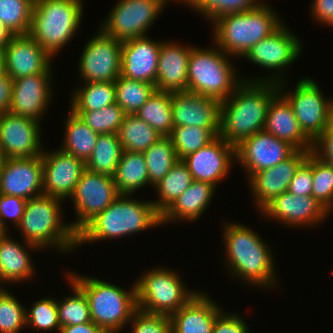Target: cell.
<instances>
[{
    "mask_svg": "<svg viewBox=\"0 0 333 333\" xmlns=\"http://www.w3.org/2000/svg\"><path fill=\"white\" fill-rule=\"evenodd\" d=\"M279 93L278 83L243 81L220 103L219 136L234 146L264 130L271 100Z\"/></svg>",
    "mask_w": 333,
    "mask_h": 333,
    "instance_id": "cell-1",
    "label": "cell"
},
{
    "mask_svg": "<svg viewBox=\"0 0 333 333\" xmlns=\"http://www.w3.org/2000/svg\"><path fill=\"white\" fill-rule=\"evenodd\" d=\"M223 229L228 269L234 277L254 286H274V257L260 235L238 223H227ZM272 253V254H271Z\"/></svg>",
    "mask_w": 333,
    "mask_h": 333,
    "instance_id": "cell-2",
    "label": "cell"
},
{
    "mask_svg": "<svg viewBox=\"0 0 333 333\" xmlns=\"http://www.w3.org/2000/svg\"><path fill=\"white\" fill-rule=\"evenodd\" d=\"M161 225V215L152 201L119 195L111 205L92 219L78 234L77 243L103 241Z\"/></svg>",
    "mask_w": 333,
    "mask_h": 333,
    "instance_id": "cell-3",
    "label": "cell"
},
{
    "mask_svg": "<svg viewBox=\"0 0 333 333\" xmlns=\"http://www.w3.org/2000/svg\"><path fill=\"white\" fill-rule=\"evenodd\" d=\"M61 202L63 200L45 194L27 200L17 226L27 249L54 246L58 251L66 252L78 247L77 233L70 223H62Z\"/></svg>",
    "mask_w": 333,
    "mask_h": 333,
    "instance_id": "cell-4",
    "label": "cell"
},
{
    "mask_svg": "<svg viewBox=\"0 0 333 333\" xmlns=\"http://www.w3.org/2000/svg\"><path fill=\"white\" fill-rule=\"evenodd\" d=\"M271 7H259L241 13L220 16L212 21L215 45L231 56L243 57L260 40L266 38L281 24Z\"/></svg>",
    "mask_w": 333,
    "mask_h": 333,
    "instance_id": "cell-5",
    "label": "cell"
},
{
    "mask_svg": "<svg viewBox=\"0 0 333 333\" xmlns=\"http://www.w3.org/2000/svg\"><path fill=\"white\" fill-rule=\"evenodd\" d=\"M86 295L93 323L107 333H118L131 320L137 307L136 286L129 291L94 277L68 273Z\"/></svg>",
    "mask_w": 333,
    "mask_h": 333,
    "instance_id": "cell-6",
    "label": "cell"
},
{
    "mask_svg": "<svg viewBox=\"0 0 333 333\" xmlns=\"http://www.w3.org/2000/svg\"><path fill=\"white\" fill-rule=\"evenodd\" d=\"M82 13L81 0H34L28 34L54 58L76 34Z\"/></svg>",
    "mask_w": 333,
    "mask_h": 333,
    "instance_id": "cell-7",
    "label": "cell"
},
{
    "mask_svg": "<svg viewBox=\"0 0 333 333\" xmlns=\"http://www.w3.org/2000/svg\"><path fill=\"white\" fill-rule=\"evenodd\" d=\"M218 46L210 49L193 47L188 61L187 91L225 101L244 81L240 79L233 63ZM239 78V79H238Z\"/></svg>",
    "mask_w": 333,
    "mask_h": 333,
    "instance_id": "cell-8",
    "label": "cell"
},
{
    "mask_svg": "<svg viewBox=\"0 0 333 333\" xmlns=\"http://www.w3.org/2000/svg\"><path fill=\"white\" fill-rule=\"evenodd\" d=\"M180 277L163 267L143 273L135 283L138 309L169 317L178 311L198 293L188 291Z\"/></svg>",
    "mask_w": 333,
    "mask_h": 333,
    "instance_id": "cell-9",
    "label": "cell"
},
{
    "mask_svg": "<svg viewBox=\"0 0 333 333\" xmlns=\"http://www.w3.org/2000/svg\"><path fill=\"white\" fill-rule=\"evenodd\" d=\"M296 85L293 93L284 91L281 95L291 105L300 129L313 143L330 126L333 100L324 97L313 79L302 78Z\"/></svg>",
    "mask_w": 333,
    "mask_h": 333,
    "instance_id": "cell-10",
    "label": "cell"
},
{
    "mask_svg": "<svg viewBox=\"0 0 333 333\" xmlns=\"http://www.w3.org/2000/svg\"><path fill=\"white\" fill-rule=\"evenodd\" d=\"M169 0H120L109 11L100 30L121 42L145 37Z\"/></svg>",
    "mask_w": 333,
    "mask_h": 333,
    "instance_id": "cell-11",
    "label": "cell"
},
{
    "mask_svg": "<svg viewBox=\"0 0 333 333\" xmlns=\"http://www.w3.org/2000/svg\"><path fill=\"white\" fill-rule=\"evenodd\" d=\"M286 28L285 24H281L275 31L260 40L243 56L260 67L274 71L275 73L273 74L275 75L271 74L270 77H261L256 80H252L251 78L247 81H271L276 83L283 81V77L285 76L281 74L280 69L283 70L295 62L300 56L302 48L299 38L290 29Z\"/></svg>",
    "mask_w": 333,
    "mask_h": 333,
    "instance_id": "cell-12",
    "label": "cell"
},
{
    "mask_svg": "<svg viewBox=\"0 0 333 333\" xmlns=\"http://www.w3.org/2000/svg\"><path fill=\"white\" fill-rule=\"evenodd\" d=\"M119 196L113 177L85 169L71 195L77 218L70 225L78 234Z\"/></svg>",
    "mask_w": 333,
    "mask_h": 333,
    "instance_id": "cell-13",
    "label": "cell"
},
{
    "mask_svg": "<svg viewBox=\"0 0 333 333\" xmlns=\"http://www.w3.org/2000/svg\"><path fill=\"white\" fill-rule=\"evenodd\" d=\"M122 42L100 29L83 48L79 60V74L83 83L114 82L121 74Z\"/></svg>",
    "mask_w": 333,
    "mask_h": 333,
    "instance_id": "cell-14",
    "label": "cell"
},
{
    "mask_svg": "<svg viewBox=\"0 0 333 333\" xmlns=\"http://www.w3.org/2000/svg\"><path fill=\"white\" fill-rule=\"evenodd\" d=\"M296 149L265 130L242 140L235 146L236 162L247 170L248 178L256 172L271 168L290 157Z\"/></svg>",
    "mask_w": 333,
    "mask_h": 333,
    "instance_id": "cell-15",
    "label": "cell"
},
{
    "mask_svg": "<svg viewBox=\"0 0 333 333\" xmlns=\"http://www.w3.org/2000/svg\"><path fill=\"white\" fill-rule=\"evenodd\" d=\"M40 122L10 112L0 117V149L5 158L42 156Z\"/></svg>",
    "mask_w": 333,
    "mask_h": 333,
    "instance_id": "cell-16",
    "label": "cell"
},
{
    "mask_svg": "<svg viewBox=\"0 0 333 333\" xmlns=\"http://www.w3.org/2000/svg\"><path fill=\"white\" fill-rule=\"evenodd\" d=\"M43 194L61 200L71 197L82 172L85 162L61 148L50 153L43 151Z\"/></svg>",
    "mask_w": 333,
    "mask_h": 333,
    "instance_id": "cell-17",
    "label": "cell"
},
{
    "mask_svg": "<svg viewBox=\"0 0 333 333\" xmlns=\"http://www.w3.org/2000/svg\"><path fill=\"white\" fill-rule=\"evenodd\" d=\"M0 194L18 196L25 200L42 195L41 156L5 158L0 171Z\"/></svg>",
    "mask_w": 333,
    "mask_h": 333,
    "instance_id": "cell-18",
    "label": "cell"
},
{
    "mask_svg": "<svg viewBox=\"0 0 333 333\" xmlns=\"http://www.w3.org/2000/svg\"><path fill=\"white\" fill-rule=\"evenodd\" d=\"M260 213L287 226L308 225L309 227L324 221L329 211L312 195L296 196L285 191L268 202Z\"/></svg>",
    "mask_w": 333,
    "mask_h": 333,
    "instance_id": "cell-19",
    "label": "cell"
},
{
    "mask_svg": "<svg viewBox=\"0 0 333 333\" xmlns=\"http://www.w3.org/2000/svg\"><path fill=\"white\" fill-rule=\"evenodd\" d=\"M235 156V146L219 135L198 151L187 155L182 161L187 165L195 181L208 182L216 187L218 181L228 175Z\"/></svg>",
    "mask_w": 333,
    "mask_h": 333,
    "instance_id": "cell-20",
    "label": "cell"
},
{
    "mask_svg": "<svg viewBox=\"0 0 333 333\" xmlns=\"http://www.w3.org/2000/svg\"><path fill=\"white\" fill-rule=\"evenodd\" d=\"M51 67L42 74L13 80L10 113L30 117L40 122L52 98Z\"/></svg>",
    "mask_w": 333,
    "mask_h": 333,
    "instance_id": "cell-21",
    "label": "cell"
},
{
    "mask_svg": "<svg viewBox=\"0 0 333 333\" xmlns=\"http://www.w3.org/2000/svg\"><path fill=\"white\" fill-rule=\"evenodd\" d=\"M309 152L296 150L286 160L271 168L253 173L247 178L258 210H261L274 197L288 191L291 179L299 166L306 160Z\"/></svg>",
    "mask_w": 333,
    "mask_h": 333,
    "instance_id": "cell-22",
    "label": "cell"
},
{
    "mask_svg": "<svg viewBox=\"0 0 333 333\" xmlns=\"http://www.w3.org/2000/svg\"><path fill=\"white\" fill-rule=\"evenodd\" d=\"M174 127L198 126L219 128L220 102L190 91L171 93Z\"/></svg>",
    "mask_w": 333,
    "mask_h": 333,
    "instance_id": "cell-23",
    "label": "cell"
},
{
    "mask_svg": "<svg viewBox=\"0 0 333 333\" xmlns=\"http://www.w3.org/2000/svg\"><path fill=\"white\" fill-rule=\"evenodd\" d=\"M51 60L29 34L13 35L5 46V73L12 80L44 73Z\"/></svg>",
    "mask_w": 333,
    "mask_h": 333,
    "instance_id": "cell-24",
    "label": "cell"
},
{
    "mask_svg": "<svg viewBox=\"0 0 333 333\" xmlns=\"http://www.w3.org/2000/svg\"><path fill=\"white\" fill-rule=\"evenodd\" d=\"M160 45L148 36L123 41L120 75L155 85Z\"/></svg>",
    "mask_w": 333,
    "mask_h": 333,
    "instance_id": "cell-25",
    "label": "cell"
},
{
    "mask_svg": "<svg viewBox=\"0 0 333 333\" xmlns=\"http://www.w3.org/2000/svg\"><path fill=\"white\" fill-rule=\"evenodd\" d=\"M193 47L163 41L160 45L156 90L186 91L188 88V61Z\"/></svg>",
    "mask_w": 333,
    "mask_h": 333,
    "instance_id": "cell-26",
    "label": "cell"
},
{
    "mask_svg": "<svg viewBox=\"0 0 333 333\" xmlns=\"http://www.w3.org/2000/svg\"><path fill=\"white\" fill-rule=\"evenodd\" d=\"M283 84L284 81L278 83L279 93L269 104L264 130L288 142L296 150L311 151L312 142L300 129L291 105L281 95Z\"/></svg>",
    "mask_w": 333,
    "mask_h": 333,
    "instance_id": "cell-27",
    "label": "cell"
},
{
    "mask_svg": "<svg viewBox=\"0 0 333 333\" xmlns=\"http://www.w3.org/2000/svg\"><path fill=\"white\" fill-rule=\"evenodd\" d=\"M221 308L208 295L198 291L170 316L172 333H213Z\"/></svg>",
    "mask_w": 333,
    "mask_h": 333,
    "instance_id": "cell-28",
    "label": "cell"
},
{
    "mask_svg": "<svg viewBox=\"0 0 333 333\" xmlns=\"http://www.w3.org/2000/svg\"><path fill=\"white\" fill-rule=\"evenodd\" d=\"M216 187L208 182L193 181L191 185L161 215V226L177 220L195 221L210 204Z\"/></svg>",
    "mask_w": 333,
    "mask_h": 333,
    "instance_id": "cell-29",
    "label": "cell"
},
{
    "mask_svg": "<svg viewBox=\"0 0 333 333\" xmlns=\"http://www.w3.org/2000/svg\"><path fill=\"white\" fill-rule=\"evenodd\" d=\"M7 235V232L0 235V269L4 281L12 284L32 278L34 266L28 250Z\"/></svg>",
    "mask_w": 333,
    "mask_h": 333,
    "instance_id": "cell-30",
    "label": "cell"
},
{
    "mask_svg": "<svg viewBox=\"0 0 333 333\" xmlns=\"http://www.w3.org/2000/svg\"><path fill=\"white\" fill-rule=\"evenodd\" d=\"M113 180L119 195H131L142 187L150 185L143 153L122 151Z\"/></svg>",
    "mask_w": 333,
    "mask_h": 333,
    "instance_id": "cell-31",
    "label": "cell"
},
{
    "mask_svg": "<svg viewBox=\"0 0 333 333\" xmlns=\"http://www.w3.org/2000/svg\"><path fill=\"white\" fill-rule=\"evenodd\" d=\"M193 181L187 165L177 160L171 170L153 186L159 195V200L152 201L157 212L162 215Z\"/></svg>",
    "mask_w": 333,
    "mask_h": 333,
    "instance_id": "cell-32",
    "label": "cell"
},
{
    "mask_svg": "<svg viewBox=\"0 0 333 333\" xmlns=\"http://www.w3.org/2000/svg\"><path fill=\"white\" fill-rule=\"evenodd\" d=\"M69 111L61 149L86 162L91 156L99 134L90 129L72 110Z\"/></svg>",
    "mask_w": 333,
    "mask_h": 333,
    "instance_id": "cell-33",
    "label": "cell"
},
{
    "mask_svg": "<svg viewBox=\"0 0 333 333\" xmlns=\"http://www.w3.org/2000/svg\"><path fill=\"white\" fill-rule=\"evenodd\" d=\"M118 137L123 151L143 153L162 136L135 114H125Z\"/></svg>",
    "mask_w": 333,
    "mask_h": 333,
    "instance_id": "cell-34",
    "label": "cell"
},
{
    "mask_svg": "<svg viewBox=\"0 0 333 333\" xmlns=\"http://www.w3.org/2000/svg\"><path fill=\"white\" fill-rule=\"evenodd\" d=\"M122 151L118 134H99L91 156L85 162V168L93 173L113 177Z\"/></svg>",
    "mask_w": 333,
    "mask_h": 333,
    "instance_id": "cell-35",
    "label": "cell"
},
{
    "mask_svg": "<svg viewBox=\"0 0 333 333\" xmlns=\"http://www.w3.org/2000/svg\"><path fill=\"white\" fill-rule=\"evenodd\" d=\"M135 115L155 129L160 136H170L174 128L171 93L155 90Z\"/></svg>",
    "mask_w": 333,
    "mask_h": 333,
    "instance_id": "cell-36",
    "label": "cell"
},
{
    "mask_svg": "<svg viewBox=\"0 0 333 333\" xmlns=\"http://www.w3.org/2000/svg\"><path fill=\"white\" fill-rule=\"evenodd\" d=\"M115 102V82H87L74 91L70 110L96 111Z\"/></svg>",
    "mask_w": 333,
    "mask_h": 333,
    "instance_id": "cell-37",
    "label": "cell"
},
{
    "mask_svg": "<svg viewBox=\"0 0 333 333\" xmlns=\"http://www.w3.org/2000/svg\"><path fill=\"white\" fill-rule=\"evenodd\" d=\"M219 135V128H203L198 126L174 127L170 138L176 157L182 160L187 155L198 151Z\"/></svg>",
    "mask_w": 333,
    "mask_h": 333,
    "instance_id": "cell-38",
    "label": "cell"
},
{
    "mask_svg": "<svg viewBox=\"0 0 333 333\" xmlns=\"http://www.w3.org/2000/svg\"><path fill=\"white\" fill-rule=\"evenodd\" d=\"M148 168L149 181L157 184L178 160L169 136H162L151 147L143 152Z\"/></svg>",
    "mask_w": 333,
    "mask_h": 333,
    "instance_id": "cell-39",
    "label": "cell"
},
{
    "mask_svg": "<svg viewBox=\"0 0 333 333\" xmlns=\"http://www.w3.org/2000/svg\"><path fill=\"white\" fill-rule=\"evenodd\" d=\"M115 82L116 103L125 114H136L156 90L155 85L120 75Z\"/></svg>",
    "mask_w": 333,
    "mask_h": 333,
    "instance_id": "cell-40",
    "label": "cell"
},
{
    "mask_svg": "<svg viewBox=\"0 0 333 333\" xmlns=\"http://www.w3.org/2000/svg\"><path fill=\"white\" fill-rule=\"evenodd\" d=\"M34 0H0V22L13 34H28Z\"/></svg>",
    "mask_w": 333,
    "mask_h": 333,
    "instance_id": "cell-41",
    "label": "cell"
},
{
    "mask_svg": "<svg viewBox=\"0 0 333 333\" xmlns=\"http://www.w3.org/2000/svg\"><path fill=\"white\" fill-rule=\"evenodd\" d=\"M73 295L57 301L59 323L61 328L82 323L92 322L89 303L84 292L69 279Z\"/></svg>",
    "mask_w": 333,
    "mask_h": 333,
    "instance_id": "cell-42",
    "label": "cell"
},
{
    "mask_svg": "<svg viewBox=\"0 0 333 333\" xmlns=\"http://www.w3.org/2000/svg\"><path fill=\"white\" fill-rule=\"evenodd\" d=\"M73 112L97 134H118L125 116L123 109L116 102L96 111Z\"/></svg>",
    "mask_w": 333,
    "mask_h": 333,
    "instance_id": "cell-43",
    "label": "cell"
},
{
    "mask_svg": "<svg viewBox=\"0 0 333 333\" xmlns=\"http://www.w3.org/2000/svg\"><path fill=\"white\" fill-rule=\"evenodd\" d=\"M261 4L257 0H193L188 6L212 22L220 16L252 10Z\"/></svg>",
    "mask_w": 333,
    "mask_h": 333,
    "instance_id": "cell-44",
    "label": "cell"
},
{
    "mask_svg": "<svg viewBox=\"0 0 333 333\" xmlns=\"http://www.w3.org/2000/svg\"><path fill=\"white\" fill-rule=\"evenodd\" d=\"M312 196L329 212L333 208V166L312 153Z\"/></svg>",
    "mask_w": 333,
    "mask_h": 333,
    "instance_id": "cell-45",
    "label": "cell"
},
{
    "mask_svg": "<svg viewBox=\"0 0 333 333\" xmlns=\"http://www.w3.org/2000/svg\"><path fill=\"white\" fill-rule=\"evenodd\" d=\"M26 326H32L35 330H58L61 329L58 316L57 300L42 298L33 304L31 310H25Z\"/></svg>",
    "mask_w": 333,
    "mask_h": 333,
    "instance_id": "cell-46",
    "label": "cell"
},
{
    "mask_svg": "<svg viewBox=\"0 0 333 333\" xmlns=\"http://www.w3.org/2000/svg\"><path fill=\"white\" fill-rule=\"evenodd\" d=\"M26 308L6 290L0 291V333H19L26 326Z\"/></svg>",
    "mask_w": 333,
    "mask_h": 333,
    "instance_id": "cell-47",
    "label": "cell"
},
{
    "mask_svg": "<svg viewBox=\"0 0 333 333\" xmlns=\"http://www.w3.org/2000/svg\"><path fill=\"white\" fill-rule=\"evenodd\" d=\"M131 322L132 333H172L170 317L137 309Z\"/></svg>",
    "mask_w": 333,
    "mask_h": 333,
    "instance_id": "cell-48",
    "label": "cell"
},
{
    "mask_svg": "<svg viewBox=\"0 0 333 333\" xmlns=\"http://www.w3.org/2000/svg\"><path fill=\"white\" fill-rule=\"evenodd\" d=\"M27 200L12 195L0 194V229L8 232L5 219L12 220L16 227L20 224Z\"/></svg>",
    "mask_w": 333,
    "mask_h": 333,
    "instance_id": "cell-49",
    "label": "cell"
},
{
    "mask_svg": "<svg viewBox=\"0 0 333 333\" xmlns=\"http://www.w3.org/2000/svg\"><path fill=\"white\" fill-rule=\"evenodd\" d=\"M312 186V152L310 151L291 179L288 191L296 196L312 195Z\"/></svg>",
    "mask_w": 333,
    "mask_h": 333,
    "instance_id": "cell-50",
    "label": "cell"
},
{
    "mask_svg": "<svg viewBox=\"0 0 333 333\" xmlns=\"http://www.w3.org/2000/svg\"><path fill=\"white\" fill-rule=\"evenodd\" d=\"M244 319L237 314L221 312L215 320L213 333H249Z\"/></svg>",
    "mask_w": 333,
    "mask_h": 333,
    "instance_id": "cell-51",
    "label": "cell"
},
{
    "mask_svg": "<svg viewBox=\"0 0 333 333\" xmlns=\"http://www.w3.org/2000/svg\"><path fill=\"white\" fill-rule=\"evenodd\" d=\"M311 152L324 163L333 166V131L330 128L312 143Z\"/></svg>",
    "mask_w": 333,
    "mask_h": 333,
    "instance_id": "cell-52",
    "label": "cell"
},
{
    "mask_svg": "<svg viewBox=\"0 0 333 333\" xmlns=\"http://www.w3.org/2000/svg\"><path fill=\"white\" fill-rule=\"evenodd\" d=\"M311 12L317 22L333 26V0H313Z\"/></svg>",
    "mask_w": 333,
    "mask_h": 333,
    "instance_id": "cell-53",
    "label": "cell"
},
{
    "mask_svg": "<svg viewBox=\"0 0 333 333\" xmlns=\"http://www.w3.org/2000/svg\"><path fill=\"white\" fill-rule=\"evenodd\" d=\"M13 80L4 73L0 76V111L9 112Z\"/></svg>",
    "mask_w": 333,
    "mask_h": 333,
    "instance_id": "cell-54",
    "label": "cell"
},
{
    "mask_svg": "<svg viewBox=\"0 0 333 333\" xmlns=\"http://www.w3.org/2000/svg\"><path fill=\"white\" fill-rule=\"evenodd\" d=\"M59 333H107L93 322L62 327Z\"/></svg>",
    "mask_w": 333,
    "mask_h": 333,
    "instance_id": "cell-55",
    "label": "cell"
},
{
    "mask_svg": "<svg viewBox=\"0 0 333 333\" xmlns=\"http://www.w3.org/2000/svg\"><path fill=\"white\" fill-rule=\"evenodd\" d=\"M13 34L0 22V46L5 47Z\"/></svg>",
    "mask_w": 333,
    "mask_h": 333,
    "instance_id": "cell-56",
    "label": "cell"
},
{
    "mask_svg": "<svg viewBox=\"0 0 333 333\" xmlns=\"http://www.w3.org/2000/svg\"><path fill=\"white\" fill-rule=\"evenodd\" d=\"M5 73V47L0 46V76Z\"/></svg>",
    "mask_w": 333,
    "mask_h": 333,
    "instance_id": "cell-57",
    "label": "cell"
},
{
    "mask_svg": "<svg viewBox=\"0 0 333 333\" xmlns=\"http://www.w3.org/2000/svg\"><path fill=\"white\" fill-rule=\"evenodd\" d=\"M4 161H5V156H4L3 152H2V150L0 149V171H1V168H2V166L4 164Z\"/></svg>",
    "mask_w": 333,
    "mask_h": 333,
    "instance_id": "cell-58",
    "label": "cell"
},
{
    "mask_svg": "<svg viewBox=\"0 0 333 333\" xmlns=\"http://www.w3.org/2000/svg\"><path fill=\"white\" fill-rule=\"evenodd\" d=\"M5 283V281H4V278H3V274H2V272H1V269H0V291L1 290H5V289H3L1 286L3 285L2 283Z\"/></svg>",
    "mask_w": 333,
    "mask_h": 333,
    "instance_id": "cell-59",
    "label": "cell"
},
{
    "mask_svg": "<svg viewBox=\"0 0 333 333\" xmlns=\"http://www.w3.org/2000/svg\"><path fill=\"white\" fill-rule=\"evenodd\" d=\"M329 128L333 131V110H332V113H331V121H330Z\"/></svg>",
    "mask_w": 333,
    "mask_h": 333,
    "instance_id": "cell-60",
    "label": "cell"
},
{
    "mask_svg": "<svg viewBox=\"0 0 333 333\" xmlns=\"http://www.w3.org/2000/svg\"><path fill=\"white\" fill-rule=\"evenodd\" d=\"M179 1L182 2L183 4L189 5L193 0H179Z\"/></svg>",
    "mask_w": 333,
    "mask_h": 333,
    "instance_id": "cell-61",
    "label": "cell"
}]
</instances>
